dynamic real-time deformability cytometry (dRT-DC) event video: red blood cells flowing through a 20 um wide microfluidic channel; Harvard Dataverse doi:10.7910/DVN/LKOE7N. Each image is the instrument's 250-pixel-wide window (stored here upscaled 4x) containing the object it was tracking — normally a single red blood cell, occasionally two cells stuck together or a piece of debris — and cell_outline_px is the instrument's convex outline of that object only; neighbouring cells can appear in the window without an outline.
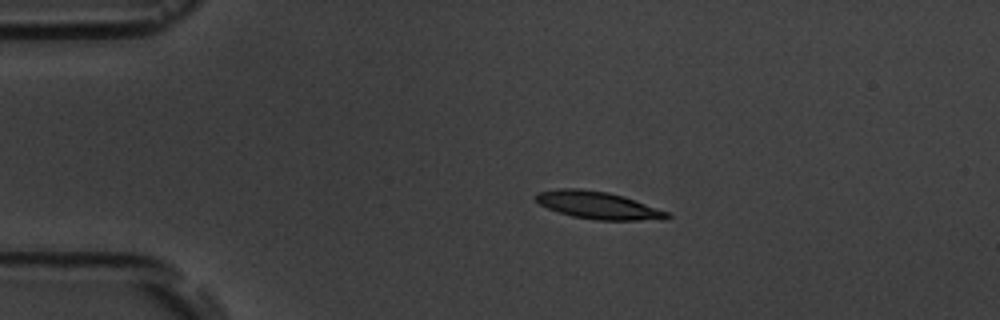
{"species": "common noctule bat (a hibernating species)", "species_latin": "Nyctalus noctula", "temperature_condition": "room temperature", "stored_images_in_passage": 6, "camera_frame_rate_fps": 3000, "um_per_image_px": 0.085, "animal": {"sex": "male", "body_mass_g": 19.5, "forearm_length_mm": 54.6}, "frame": {"image": 1, "passage_image": 1, "time_ms": 0.0, "image_size_px": [1000, 320], "cell_outline_px": [[672, 216], [668, 220], [596, 220], [572, 216], [548, 208], [540, 204], [532, 196], [536, 192], [560, 188], [580, 188], [608, 192], [624, 196], [672, 212]], "centroid_in_image_um": [50.91, 17.45], "position_along_channel_um": 34.1, "area_um2": 21.44}}
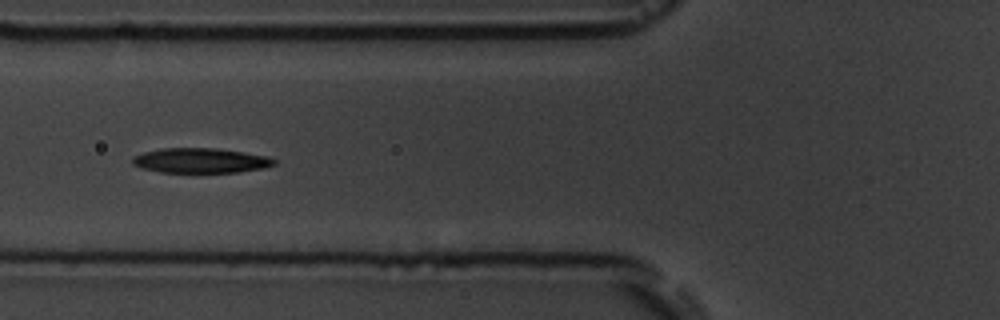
{"frame": {"image": 2, "passage_image": 4, "time_ms": 3.333, "image_size_px": [1000, 320], "cell_outline_px": [[276, 164], [264, 168], [240, 172], [160, 172], [140, 168], [132, 164], [132, 156], [144, 152], [160, 148], [216, 148], [244, 152], [268, 156], [276, 160]], "centroid_in_image_um": [17.04, 13.64], "position_along_channel_um": 108.8, "area_um2": 20.69}}
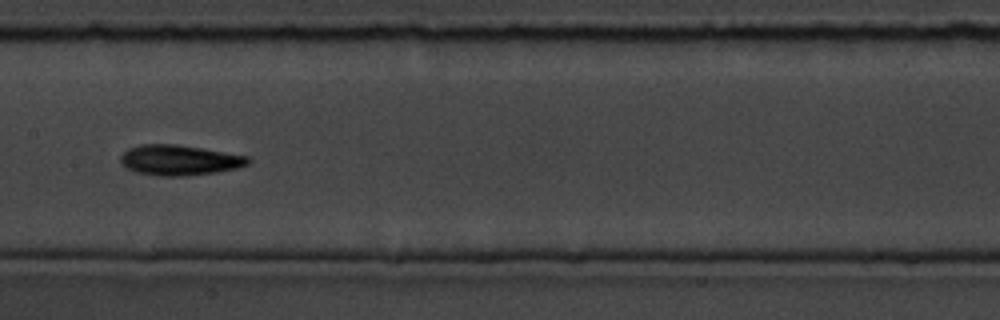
{"frame": {"image": 3, "passage_image": 6, "time_ms": 5.667, "image_size_px": [1000, 320], "cell_outline_px": [[252, 160], [248, 164], [236, 168], [216, 172], [184, 176], [160, 176], [136, 172], [128, 168], [120, 160], [120, 156], [128, 148], [140, 144], [176, 144], [248, 156]], "centroid_in_image_um": [15.24, 13.61], "position_along_channel_um": 192.2, "area_um2": 22.37}}